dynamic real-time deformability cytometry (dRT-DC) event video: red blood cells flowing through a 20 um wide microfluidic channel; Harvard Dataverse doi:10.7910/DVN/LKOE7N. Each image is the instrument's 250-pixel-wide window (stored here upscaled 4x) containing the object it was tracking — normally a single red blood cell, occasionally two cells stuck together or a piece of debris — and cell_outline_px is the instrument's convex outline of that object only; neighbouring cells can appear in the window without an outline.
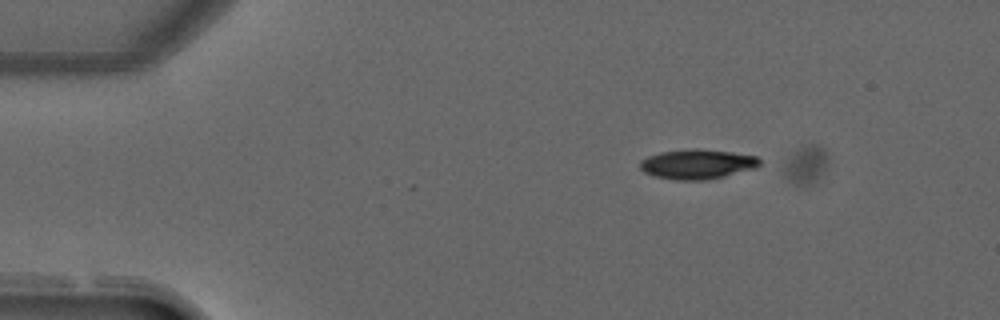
{"species": "common noctule bat (a hibernating species)", "species_latin": "Nyctalus noctula", "temperature_condition": "warm", "stored_images_in_passage": 5, "camera_frame_rate_fps": 3000, "um_per_image_px": 0.085, "animal": {"sex": "male", "forearm_length_mm": 52.5}, "frame": {"image": 1, "passage_image": 2, "time_ms": 1.0, "image_size_px": [1000, 320], "cell_outline_px": [[760, 164], [752, 168], [724, 176], [708, 180], [676, 180], [656, 176], [644, 172], [640, 168], [640, 160], [648, 156], [660, 152], [688, 148], [696, 148], [732, 152], [756, 156], [760, 160]], "centroid_in_image_um": [59.23, 13.94], "position_along_channel_um": 25.8, "area_um2": 20.63}}